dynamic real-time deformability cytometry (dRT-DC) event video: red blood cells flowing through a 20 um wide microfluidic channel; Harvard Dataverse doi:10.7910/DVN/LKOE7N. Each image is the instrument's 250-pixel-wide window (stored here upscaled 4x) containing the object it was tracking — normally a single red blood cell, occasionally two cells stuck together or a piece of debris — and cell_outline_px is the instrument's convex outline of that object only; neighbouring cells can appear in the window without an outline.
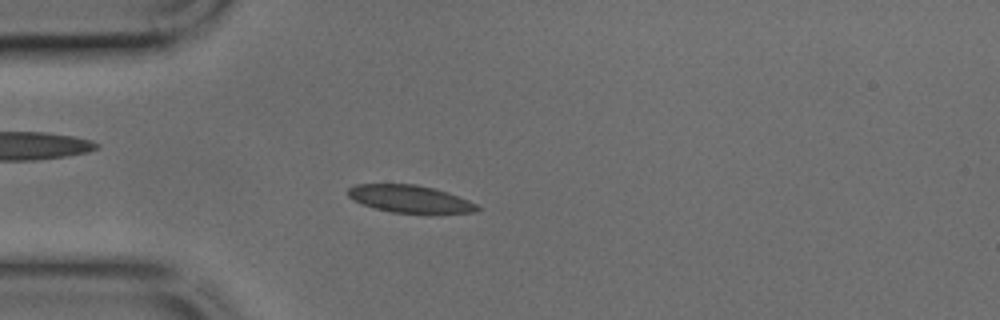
{"species": "common noctule bat (a hibernating species)", "species_latin": "Nyctalus noctula", "temperature_condition": "cold", "stored_images_in_passage": 39, "camera_frame_rate_fps": 3000, "um_per_image_px": 0.085, "animal": {"sex": "male", "body_mass_g": 17.9, "forearm_length_mm": 54.2}, "frame": {"image": 1, "passage_image": 6, "time_ms": 1.667, "image_size_px": [1000, 320], "cell_outline_px": [[480, 208], [476, 212], [428, 216], [392, 212], [376, 208], [352, 200], [348, 196], [348, 188], [356, 184], [416, 184], [436, 188], [448, 192], [468, 200], [476, 204]], "centroid_in_image_um": [34.92, 16.95], "position_along_channel_um": 50.1, "area_um2": 21.5}}
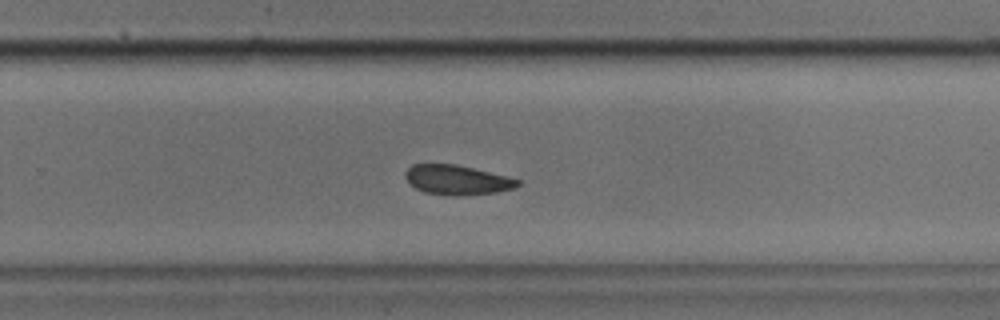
{"frame": {"image": 2, "passage_image": 23, "time_ms": 7.333, "image_size_px": [1000, 320], "cell_outline_px": [[520, 184], [516, 188], [496, 192], [448, 196], [424, 192], [416, 188], [404, 176], [404, 172], [412, 164], [456, 164], [508, 176], [520, 180]], "centroid_in_image_um": [38.86, 15.28], "position_along_channel_um": 290.9, "area_um2": 19.36}}